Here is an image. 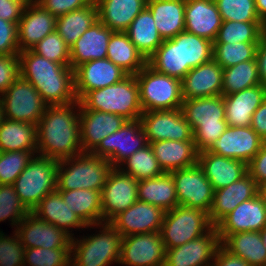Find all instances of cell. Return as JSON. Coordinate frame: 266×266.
<instances>
[{"label":"cell","instance_id":"6da1fadb","mask_svg":"<svg viewBox=\"0 0 266 266\" xmlns=\"http://www.w3.org/2000/svg\"><path fill=\"white\" fill-rule=\"evenodd\" d=\"M80 101L47 106L37 124V153L57 161L83 153L80 141ZM77 108L76 112L74 111Z\"/></svg>","mask_w":266,"mask_h":266},{"label":"cell","instance_id":"7a4b0ae2","mask_svg":"<svg viewBox=\"0 0 266 266\" xmlns=\"http://www.w3.org/2000/svg\"><path fill=\"white\" fill-rule=\"evenodd\" d=\"M20 76L29 81L48 105H66L77 100L74 70L50 61L31 49L19 52Z\"/></svg>","mask_w":266,"mask_h":266},{"label":"cell","instance_id":"3957f363","mask_svg":"<svg viewBox=\"0 0 266 266\" xmlns=\"http://www.w3.org/2000/svg\"><path fill=\"white\" fill-rule=\"evenodd\" d=\"M181 110L193 130L198 152L208 150L228 127L222 95L183 99Z\"/></svg>","mask_w":266,"mask_h":266},{"label":"cell","instance_id":"277c9868","mask_svg":"<svg viewBox=\"0 0 266 266\" xmlns=\"http://www.w3.org/2000/svg\"><path fill=\"white\" fill-rule=\"evenodd\" d=\"M79 110L113 113L126 120L140 119L143 110L135 75H127L118 83L89 91L80 100Z\"/></svg>","mask_w":266,"mask_h":266},{"label":"cell","instance_id":"5b68a950","mask_svg":"<svg viewBox=\"0 0 266 266\" xmlns=\"http://www.w3.org/2000/svg\"><path fill=\"white\" fill-rule=\"evenodd\" d=\"M112 168L107 159L91 153L60 160L57 168V191L91 189L101 192Z\"/></svg>","mask_w":266,"mask_h":266},{"label":"cell","instance_id":"8992f818","mask_svg":"<svg viewBox=\"0 0 266 266\" xmlns=\"http://www.w3.org/2000/svg\"><path fill=\"white\" fill-rule=\"evenodd\" d=\"M95 226L100 228L97 235L85 236L80 240L72 238L71 266H108L113 262L119 264L122 235L110 223Z\"/></svg>","mask_w":266,"mask_h":266},{"label":"cell","instance_id":"52a82bcc","mask_svg":"<svg viewBox=\"0 0 266 266\" xmlns=\"http://www.w3.org/2000/svg\"><path fill=\"white\" fill-rule=\"evenodd\" d=\"M59 161L36 155L14 182L20 202L31 212L49 193L57 190Z\"/></svg>","mask_w":266,"mask_h":266},{"label":"cell","instance_id":"ba28073f","mask_svg":"<svg viewBox=\"0 0 266 266\" xmlns=\"http://www.w3.org/2000/svg\"><path fill=\"white\" fill-rule=\"evenodd\" d=\"M143 112L182 106L181 80L159 73L146 64L136 75Z\"/></svg>","mask_w":266,"mask_h":266},{"label":"cell","instance_id":"9c48e42d","mask_svg":"<svg viewBox=\"0 0 266 266\" xmlns=\"http://www.w3.org/2000/svg\"><path fill=\"white\" fill-rule=\"evenodd\" d=\"M212 227L207 212L177 205L165 211L160 235L165 249H172L205 235Z\"/></svg>","mask_w":266,"mask_h":266},{"label":"cell","instance_id":"30bf717a","mask_svg":"<svg viewBox=\"0 0 266 266\" xmlns=\"http://www.w3.org/2000/svg\"><path fill=\"white\" fill-rule=\"evenodd\" d=\"M0 97L5 118L34 125L48 106L33 85L21 76Z\"/></svg>","mask_w":266,"mask_h":266},{"label":"cell","instance_id":"8fae6325","mask_svg":"<svg viewBox=\"0 0 266 266\" xmlns=\"http://www.w3.org/2000/svg\"><path fill=\"white\" fill-rule=\"evenodd\" d=\"M148 144L140 119L127 120L118 131L102 139L91 154L107 159L112 167H119L134 152Z\"/></svg>","mask_w":266,"mask_h":266},{"label":"cell","instance_id":"7c38bea8","mask_svg":"<svg viewBox=\"0 0 266 266\" xmlns=\"http://www.w3.org/2000/svg\"><path fill=\"white\" fill-rule=\"evenodd\" d=\"M174 179L178 205L209 213L214 196L212 184L198 163L170 172Z\"/></svg>","mask_w":266,"mask_h":266},{"label":"cell","instance_id":"4fadbf2b","mask_svg":"<svg viewBox=\"0 0 266 266\" xmlns=\"http://www.w3.org/2000/svg\"><path fill=\"white\" fill-rule=\"evenodd\" d=\"M138 182L118 167L110 170L101 191L102 223H109L138 200Z\"/></svg>","mask_w":266,"mask_h":266},{"label":"cell","instance_id":"5bb4252c","mask_svg":"<svg viewBox=\"0 0 266 266\" xmlns=\"http://www.w3.org/2000/svg\"><path fill=\"white\" fill-rule=\"evenodd\" d=\"M148 143L162 140L194 141L193 130L181 108L152 110L140 116Z\"/></svg>","mask_w":266,"mask_h":266},{"label":"cell","instance_id":"9a60e30c","mask_svg":"<svg viewBox=\"0 0 266 266\" xmlns=\"http://www.w3.org/2000/svg\"><path fill=\"white\" fill-rule=\"evenodd\" d=\"M165 255L160 232L132 234L122 238L119 264L164 266Z\"/></svg>","mask_w":266,"mask_h":266},{"label":"cell","instance_id":"2e32d148","mask_svg":"<svg viewBox=\"0 0 266 266\" xmlns=\"http://www.w3.org/2000/svg\"><path fill=\"white\" fill-rule=\"evenodd\" d=\"M16 228L15 231L25 249L38 247L48 249L71 248L73 237L70 234L39 219L32 212L24 216Z\"/></svg>","mask_w":266,"mask_h":266},{"label":"cell","instance_id":"e0dca14e","mask_svg":"<svg viewBox=\"0 0 266 266\" xmlns=\"http://www.w3.org/2000/svg\"><path fill=\"white\" fill-rule=\"evenodd\" d=\"M221 246L218 231L213 226L205 235L181 246L166 249L164 266H211Z\"/></svg>","mask_w":266,"mask_h":266},{"label":"cell","instance_id":"ac0fdd59","mask_svg":"<svg viewBox=\"0 0 266 266\" xmlns=\"http://www.w3.org/2000/svg\"><path fill=\"white\" fill-rule=\"evenodd\" d=\"M128 74L108 58L85 62L74 69V88L77 100L89 91L120 82Z\"/></svg>","mask_w":266,"mask_h":266},{"label":"cell","instance_id":"d6986e66","mask_svg":"<svg viewBox=\"0 0 266 266\" xmlns=\"http://www.w3.org/2000/svg\"><path fill=\"white\" fill-rule=\"evenodd\" d=\"M265 141L250 127L228 126L209 152L248 164Z\"/></svg>","mask_w":266,"mask_h":266},{"label":"cell","instance_id":"ffe728a7","mask_svg":"<svg viewBox=\"0 0 266 266\" xmlns=\"http://www.w3.org/2000/svg\"><path fill=\"white\" fill-rule=\"evenodd\" d=\"M164 214L165 211L162 208L137 200L109 223L122 237L139 233L160 232Z\"/></svg>","mask_w":266,"mask_h":266},{"label":"cell","instance_id":"44dd1931","mask_svg":"<svg viewBox=\"0 0 266 266\" xmlns=\"http://www.w3.org/2000/svg\"><path fill=\"white\" fill-rule=\"evenodd\" d=\"M266 226V204L259 195L240 203L215 227L222 242L228 235L246 232H260Z\"/></svg>","mask_w":266,"mask_h":266},{"label":"cell","instance_id":"7402d4cb","mask_svg":"<svg viewBox=\"0 0 266 266\" xmlns=\"http://www.w3.org/2000/svg\"><path fill=\"white\" fill-rule=\"evenodd\" d=\"M55 28L56 17L35 1H29L17 25L19 51L32 49Z\"/></svg>","mask_w":266,"mask_h":266},{"label":"cell","instance_id":"603a6c76","mask_svg":"<svg viewBox=\"0 0 266 266\" xmlns=\"http://www.w3.org/2000/svg\"><path fill=\"white\" fill-rule=\"evenodd\" d=\"M80 141L83 153H91L108 135L127 121L123 116L95 110H79Z\"/></svg>","mask_w":266,"mask_h":266},{"label":"cell","instance_id":"cb8c5ba5","mask_svg":"<svg viewBox=\"0 0 266 266\" xmlns=\"http://www.w3.org/2000/svg\"><path fill=\"white\" fill-rule=\"evenodd\" d=\"M223 68L214 60L192 68L181 80L183 99L222 95Z\"/></svg>","mask_w":266,"mask_h":266},{"label":"cell","instance_id":"d4e9b609","mask_svg":"<svg viewBox=\"0 0 266 266\" xmlns=\"http://www.w3.org/2000/svg\"><path fill=\"white\" fill-rule=\"evenodd\" d=\"M258 195V185L247 173L229 186L214 191L213 203L208 213L210 223L216 226L240 203Z\"/></svg>","mask_w":266,"mask_h":266},{"label":"cell","instance_id":"484cf974","mask_svg":"<svg viewBox=\"0 0 266 266\" xmlns=\"http://www.w3.org/2000/svg\"><path fill=\"white\" fill-rule=\"evenodd\" d=\"M197 163L214 191L229 186L248 173L245 162L220 156L208 150L198 152Z\"/></svg>","mask_w":266,"mask_h":266},{"label":"cell","instance_id":"4316f807","mask_svg":"<svg viewBox=\"0 0 266 266\" xmlns=\"http://www.w3.org/2000/svg\"><path fill=\"white\" fill-rule=\"evenodd\" d=\"M224 97L228 126H251L252 115L266 99V85L259 84Z\"/></svg>","mask_w":266,"mask_h":266},{"label":"cell","instance_id":"83f0119b","mask_svg":"<svg viewBox=\"0 0 266 266\" xmlns=\"http://www.w3.org/2000/svg\"><path fill=\"white\" fill-rule=\"evenodd\" d=\"M185 31L214 42L222 25L214 0H186Z\"/></svg>","mask_w":266,"mask_h":266},{"label":"cell","instance_id":"f1b7e54d","mask_svg":"<svg viewBox=\"0 0 266 266\" xmlns=\"http://www.w3.org/2000/svg\"><path fill=\"white\" fill-rule=\"evenodd\" d=\"M113 32L99 20L96 21L70 48L71 68L74 70L85 62L106 58Z\"/></svg>","mask_w":266,"mask_h":266},{"label":"cell","instance_id":"f546056e","mask_svg":"<svg viewBox=\"0 0 266 266\" xmlns=\"http://www.w3.org/2000/svg\"><path fill=\"white\" fill-rule=\"evenodd\" d=\"M163 172L188 168L197 164L194 141L162 140L149 143Z\"/></svg>","mask_w":266,"mask_h":266},{"label":"cell","instance_id":"4dcf8cb0","mask_svg":"<svg viewBox=\"0 0 266 266\" xmlns=\"http://www.w3.org/2000/svg\"><path fill=\"white\" fill-rule=\"evenodd\" d=\"M98 20L112 31L125 32L146 7L147 0H94Z\"/></svg>","mask_w":266,"mask_h":266},{"label":"cell","instance_id":"1f68e13d","mask_svg":"<svg viewBox=\"0 0 266 266\" xmlns=\"http://www.w3.org/2000/svg\"><path fill=\"white\" fill-rule=\"evenodd\" d=\"M186 0H147L155 26L163 40L172 39L185 30Z\"/></svg>","mask_w":266,"mask_h":266},{"label":"cell","instance_id":"d6a6232c","mask_svg":"<svg viewBox=\"0 0 266 266\" xmlns=\"http://www.w3.org/2000/svg\"><path fill=\"white\" fill-rule=\"evenodd\" d=\"M31 212L39 219L61 228L71 236L74 234L69 233L72 232L69 229L87 228L76 213L70 210L57 190L44 196Z\"/></svg>","mask_w":266,"mask_h":266},{"label":"cell","instance_id":"836d02e7","mask_svg":"<svg viewBox=\"0 0 266 266\" xmlns=\"http://www.w3.org/2000/svg\"><path fill=\"white\" fill-rule=\"evenodd\" d=\"M221 246L250 266H266V246L260 232L246 231L228 235Z\"/></svg>","mask_w":266,"mask_h":266},{"label":"cell","instance_id":"e575fe53","mask_svg":"<svg viewBox=\"0 0 266 266\" xmlns=\"http://www.w3.org/2000/svg\"><path fill=\"white\" fill-rule=\"evenodd\" d=\"M138 200L156 205L164 211L176 207L178 200L172 174L164 172L158 177L140 180Z\"/></svg>","mask_w":266,"mask_h":266},{"label":"cell","instance_id":"d590c367","mask_svg":"<svg viewBox=\"0 0 266 266\" xmlns=\"http://www.w3.org/2000/svg\"><path fill=\"white\" fill-rule=\"evenodd\" d=\"M7 151L37 154V125L4 118L0 125V152Z\"/></svg>","mask_w":266,"mask_h":266},{"label":"cell","instance_id":"8d00e7d4","mask_svg":"<svg viewBox=\"0 0 266 266\" xmlns=\"http://www.w3.org/2000/svg\"><path fill=\"white\" fill-rule=\"evenodd\" d=\"M70 210L89 228L102 223L101 192L91 189L58 191Z\"/></svg>","mask_w":266,"mask_h":266},{"label":"cell","instance_id":"74e56055","mask_svg":"<svg viewBox=\"0 0 266 266\" xmlns=\"http://www.w3.org/2000/svg\"><path fill=\"white\" fill-rule=\"evenodd\" d=\"M125 32L146 60L164 41L155 26L151 11L147 7L138 14Z\"/></svg>","mask_w":266,"mask_h":266},{"label":"cell","instance_id":"f35d334b","mask_svg":"<svg viewBox=\"0 0 266 266\" xmlns=\"http://www.w3.org/2000/svg\"><path fill=\"white\" fill-rule=\"evenodd\" d=\"M106 58L128 75H136L147 64V60L130 41L127 33L120 31L112 33Z\"/></svg>","mask_w":266,"mask_h":266},{"label":"cell","instance_id":"ab89813d","mask_svg":"<svg viewBox=\"0 0 266 266\" xmlns=\"http://www.w3.org/2000/svg\"><path fill=\"white\" fill-rule=\"evenodd\" d=\"M96 21H98V9L93 1L84 8L57 17L55 30L71 48Z\"/></svg>","mask_w":266,"mask_h":266},{"label":"cell","instance_id":"60d3db41","mask_svg":"<svg viewBox=\"0 0 266 266\" xmlns=\"http://www.w3.org/2000/svg\"><path fill=\"white\" fill-rule=\"evenodd\" d=\"M147 64L159 73L182 80L188 68H181L180 33L172 39L164 40L148 58Z\"/></svg>","mask_w":266,"mask_h":266},{"label":"cell","instance_id":"b9f144b4","mask_svg":"<svg viewBox=\"0 0 266 266\" xmlns=\"http://www.w3.org/2000/svg\"><path fill=\"white\" fill-rule=\"evenodd\" d=\"M180 56L181 68L189 72L213 59V42L184 30L180 33Z\"/></svg>","mask_w":266,"mask_h":266},{"label":"cell","instance_id":"7bdbcfd3","mask_svg":"<svg viewBox=\"0 0 266 266\" xmlns=\"http://www.w3.org/2000/svg\"><path fill=\"white\" fill-rule=\"evenodd\" d=\"M261 84L256 58L223 69L222 96Z\"/></svg>","mask_w":266,"mask_h":266},{"label":"cell","instance_id":"ee69618b","mask_svg":"<svg viewBox=\"0 0 266 266\" xmlns=\"http://www.w3.org/2000/svg\"><path fill=\"white\" fill-rule=\"evenodd\" d=\"M124 165L127 168L122 167ZM118 168L122 172L133 176L138 181L158 177L164 173L158 164L150 144L134 152Z\"/></svg>","mask_w":266,"mask_h":266},{"label":"cell","instance_id":"f6af8a7d","mask_svg":"<svg viewBox=\"0 0 266 266\" xmlns=\"http://www.w3.org/2000/svg\"><path fill=\"white\" fill-rule=\"evenodd\" d=\"M264 34L261 22L223 21L213 43L259 42Z\"/></svg>","mask_w":266,"mask_h":266},{"label":"cell","instance_id":"bcb514c9","mask_svg":"<svg viewBox=\"0 0 266 266\" xmlns=\"http://www.w3.org/2000/svg\"><path fill=\"white\" fill-rule=\"evenodd\" d=\"M259 42L213 43V59L224 69L256 58Z\"/></svg>","mask_w":266,"mask_h":266},{"label":"cell","instance_id":"7dc6e473","mask_svg":"<svg viewBox=\"0 0 266 266\" xmlns=\"http://www.w3.org/2000/svg\"><path fill=\"white\" fill-rule=\"evenodd\" d=\"M222 21L261 22L255 0H214Z\"/></svg>","mask_w":266,"mask_h":266},{"label":"cell","instance_id":"c3c4849f","mask_svg":"<svg viewBox=\"0 0 266 266\" xmlns=\"http://www.w3.org/2000/svg\"><path fill=\"white\" fill-rule=\"evenodd\" d=\"M71 266V248H29L24 252V266Z\"/></svg>","mask_w":266,"mask_h":266},{"label":"cell","instance_id":"681fc988","mask_svg":"<svg viewBox=\"0 0 266 266\" xmlns=\"http://www.w3.org/2000/svg\"><path fill=\"white\" fill-rule=\"evenodd\" d=\"M33 156V151L0 152V185H13Z\"/></svg>","mask_w":266,"mask_h":266},{"label":"cell","instance_id":"f907efd6","mask_svg":"<svg viewBox=\"0 0 266 266\" xmlns=\"http://www.w3.org/2000/svg\"><path fill=\"white\" fill-rule=\"evenodd\" d=\"M31 50L50 61L70 66V47L56 30L33 46Z\"/></svg>","mask_w":266,"mask_h":266},{"label":"cell","instance_id":"816d5d0a","mask_svg":"<svg viewBox=\"0 0 266 266\" xmlns=\"http://www.w3.org/2000/svg\"><path fill=\"white\" fill-rule=\"evenodd\" d=\"M29 211L20 202L18 194L12 184L0 185V222L9 218L16 226L23 220Z\"/></svg>","mask_w":266,"mask_h":266},{"label":"cell","instance_id":"f5cc1de1","mask_svg":"<svg viewBox=\"0 0 266 266\" xmlns=\"http://www.w3.org/2000/svg\"><path fill=\"white\" fill-rule=\"evenodd\" d=\"M14 232L13 238L0 233V266H24L25 248Z\"/></svg>","mask_w":266,"mask_h":266},{"label":"cell","instance_id":"db71d44e","mask_svg":"<svg viewBox=\"0 0 266 266\" xmlns=\"http://www.w3.org/2000/svg\"><path fill=\"white\" fill-rule=\"evenodd\" d=\"M17 24L0 18V55H19Z\"/></svg>","mask_w":266,"mask_h":266},{"label":"cell","instance_id":"11a10c76","mask_svg":"<svg viewBox=\"0 0 266 266\" xmlns=\"http://www.w3.org/2000/svg\"><path fill=\"white\" fill-rule=\"evenodd\" d=\"M20 76L19 55H0V95Z\"/></svg>","mask_w":266,"mask_h":266},{"label":"cell","instance_id":"9f6ffc18","mask_svg":"<svg viewBox=\"0 0 266 266\" xmlns=\"http://www.w3.org/2000/svg\"><path fill=\"white\" fill-rule=\"evenodd\" d=\"M94 0H35L44 10L56 18L90 5Z\"/></svg>","mask_w":266,"mask_h":266},{"label":"cell","instance_id":"6f0895ef","mask_svg":"<svg viewBox=\"0 0 266 266\" xmlns=\"http://www.w3.org/2000/svg\"><path fill=\"white\" fill-rule=\"evenodd\" d=\"M248 174L260 185L266 182V142L262 144L259 152L247 164Z\"/></svg>","mask_w":266,"mask_h":266},{"label":"cell","instance_id":"680465c9","mask_svg":"<svg viewBox=\"0 0 266 266\" xmlns=\"http://www.w3.org/2000/svg\"><path fill=\"white\" fill-rule=\"evenodd\" d=\"M28 2V0H0V18L18 25Z\"/></svg>","mask_w":266,"mask_h":266},{"label":"cell","instance_id":"91938a15","mask_svg":"<svg viewBox=\"0 0 266 266\" xmlns=\"http://www.w3.org/2000/svg\"><path fill=\"white\" fill-rule=\"evenodd\" d=\"M211 266H250L244 259L236 257L220 246Z\"/></svg>","mask_w":266,"mask_h":266},{"label":"cell","instance_id":"94428289","mask_svg":"<svg viewBox=\"0 0 266 266\" xmlns=\"http://www.w3.org/2000/svg\"><path fill=\"white\" fill-rule=\"evenodd\" d=\"M250 127L266 142V99L253 113Z\"/></svg>","mask_w":266,"mask_h":266},{"label":"cell","instance_id":"6125c7cd","mask_svg":"<svg viewBox=\"0 0 266 266\" xmlns=\"http://www.w3.org/2000/svg\"><path fill=\"white\" fill-rule=\"evenodd\" d=\"M256 61L261 84L266 85V34H264L257 45Z\"/></svg>","mask_w":266,"mask_h":266},{"label":"cell","instance_id":"be15d7a7","mask_svg":"<svg viewBox=\"0 0 266 266\" xmlns=\"http://www.w3.org/2000/svg\"><path fill=\"white\" fill-rule=\"evenodd\" d=\"M255 4L259 20L266 27V0H255Z\"/></svg>","mask_w":266,"mask_h":266},{"label":"cell","instance_id":"e7e4bbea","mask_svg":"<svg viewBox=\"0 0 266 266\" xmlns=\"http://www.w3.org/2000/svg\"><path fill=\"white\" fill-rule=\"evenodd\" d=\"M258 195L262 201L266 204V182L258 185Z\"/></svg>","mask_w":266,"mask_h":266},{"label":"cell","instance_id":"03108f58","mask_svg":"<svg viewBox=\"0 0 266 266\" xmlns=\"http://www.w3.org/2000/svg\"><path fill=\"white\" fill-rule=\"evenodd\" d=\"M4 112H3V103L0 97V125L2 124L3 120H4Z\"/></svg>","mask_w":266,"mask_h":266},{"label":"cell","instance_id":"003e7915","mask_svg":"<svg viewBox=\"0 0 266 266\" xmlns=\"http://www.w3.org/2000/svg\"><path fill=\"white\" fill-rule=\"evenodd\" d=\"M260 235H261L263 243L266 246V226L260 231Z\"/></svg>","mask_w":266,"mask_h":266}]
</instances>
